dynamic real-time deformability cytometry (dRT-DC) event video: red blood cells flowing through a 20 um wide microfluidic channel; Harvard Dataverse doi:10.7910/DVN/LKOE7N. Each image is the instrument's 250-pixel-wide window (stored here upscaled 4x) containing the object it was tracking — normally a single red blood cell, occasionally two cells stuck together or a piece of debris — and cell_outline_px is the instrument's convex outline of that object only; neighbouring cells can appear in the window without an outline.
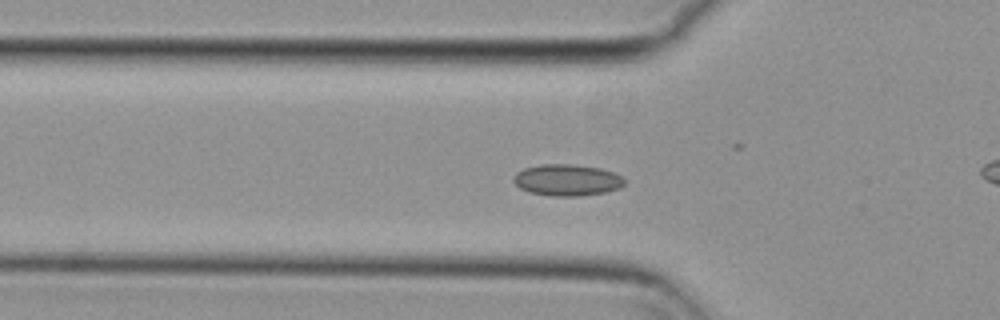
{"species": "common noctule bat (a hibernating species)", "species_latin": "Nyctalus noctula", "temperature_condition": "cold", "stored_images_in_passage": 40, "camera_frame_rate_fps": 3000, "um_per_image_px": 0.085, "animal": {"sex": "female", "body_mass_g": 29.2, "forearm_length_mm": 56.3}, "frame": {"image": 1, "passage_image": 2, "time_ms": 0.333, "image_size_px": [1000, 320], "cell_outline_px": [[624, 184], [620, 188], [604, 192], [580, 196], [552, 196], [528, 192], [520, 188], [512, 180], [512, 176], [516, 172], [524, 168], [540, 164], [572, 164], [600, 168], [612, 172], [620, 176], [624, 180]], "centroid_in_image_um": [48.15, 15.3], "position_along_channel_um": 77.7, "area_um2": 20.4}}
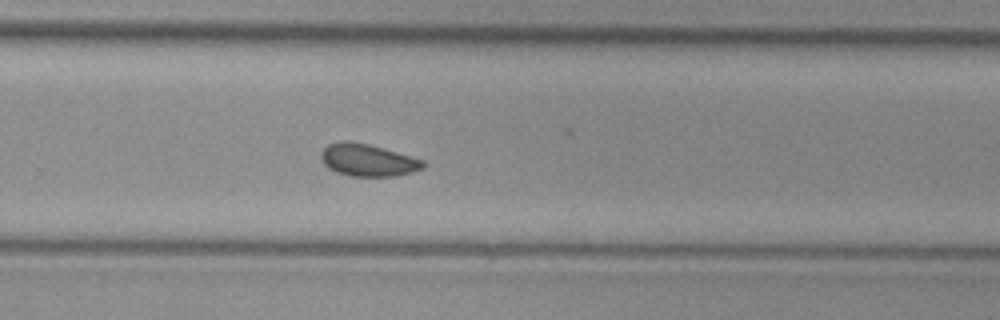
{"frame": {"image": 2, "passage_image": 20, "time_ms": 6.333, "image_size_px": [1000, 320], "cell_outline_px": [[424, 168], [412, 172], [396, 176], [352, 176], [336, 172], [328, 168], [324, 164], [320, 156], [320, 152], [328, 144], [340, 140], [348, 140], [368, 144], [424, 160]], "centroid_in_image_um": [31.23, 13.6], "position_along_channel_um": 298.6, "area_um2": 19.19}}
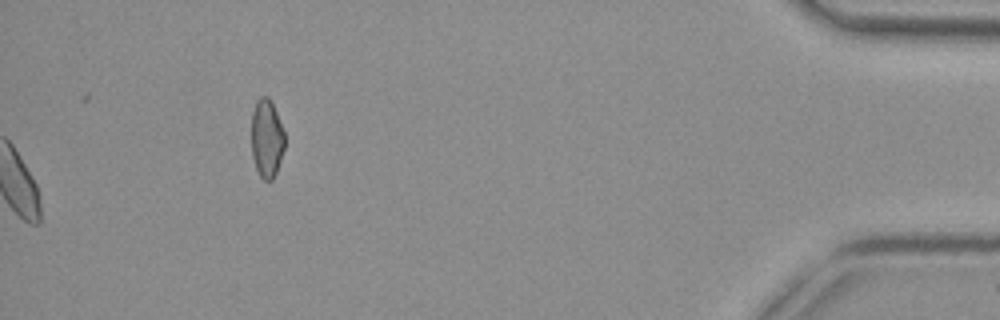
{"frame": {"image": 3, "passage_image": 40, "time_ms": 13.0, "image_size_px": [1000, 320], "cell_outline_px": [[284, 148], [276, 172], [272, 180], [264, 180], [260, 176], [256, 168], [252, 156], [252, 112], [256, 100], [260, 96], [268, 96], [276, 112], [284, 132]], "centroid_in_image_um": [22.66, 11.75], "position_along_channel_um": 412.5, "area_um2": 15.03}, "authors_computed_cell_mechanics": {"area_um2": 18.7272, "velocity_mm_per_s": 3.6801, "shape_relaxation_time_tau1_ms": null, "shape_relaxation_time_tau2_ms": 5.0502, "deformation_change_tau1": null, "deformation_change_tau2": 0.0829}}